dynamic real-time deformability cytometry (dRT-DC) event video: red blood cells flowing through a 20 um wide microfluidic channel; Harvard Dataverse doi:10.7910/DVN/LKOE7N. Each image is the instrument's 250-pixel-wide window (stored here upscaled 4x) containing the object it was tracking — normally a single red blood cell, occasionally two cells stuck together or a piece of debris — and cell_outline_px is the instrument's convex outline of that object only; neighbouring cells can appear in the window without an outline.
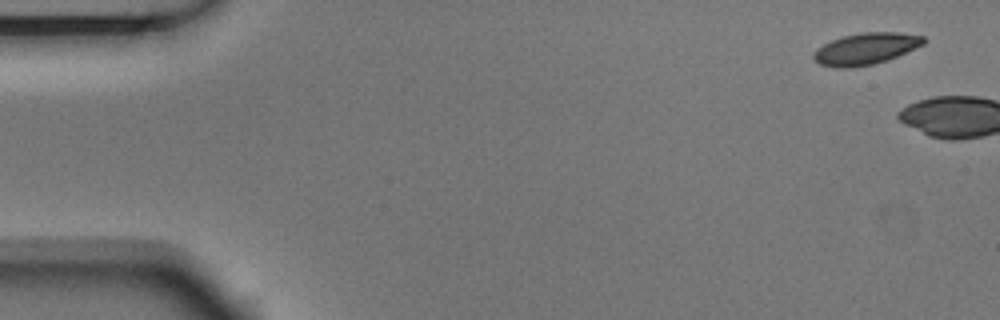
{"species": "Egyptian fruit bat (a non-hibernating species)", "species_latin": "Rousettus aegyptiacus", "temperature_condition": "room temperature", "stored_images_in_passage": 6, "camera_frame_rate_fps": 3000, "um_per_image_px": 0.085, "animal": {"sex": "male"}, "frame": {"image": 1, "passage_image": 1, "time_ms": 0.0, "image_size_px": [1000, 320], "cell_outline_px": [[928, 40], [924, 44], [888, 60], [872, 64], [848, 68], [836, 68], [820, 64], [812, 60], [812, 52], [816, 48], [832, 40], [844, 36], [860, 32], [900, 32], [924, 36]], "centroid_in_image_um": [73.57, 4.14], "position_along_channel_um": 11.4, "area_um2": 20.46}}